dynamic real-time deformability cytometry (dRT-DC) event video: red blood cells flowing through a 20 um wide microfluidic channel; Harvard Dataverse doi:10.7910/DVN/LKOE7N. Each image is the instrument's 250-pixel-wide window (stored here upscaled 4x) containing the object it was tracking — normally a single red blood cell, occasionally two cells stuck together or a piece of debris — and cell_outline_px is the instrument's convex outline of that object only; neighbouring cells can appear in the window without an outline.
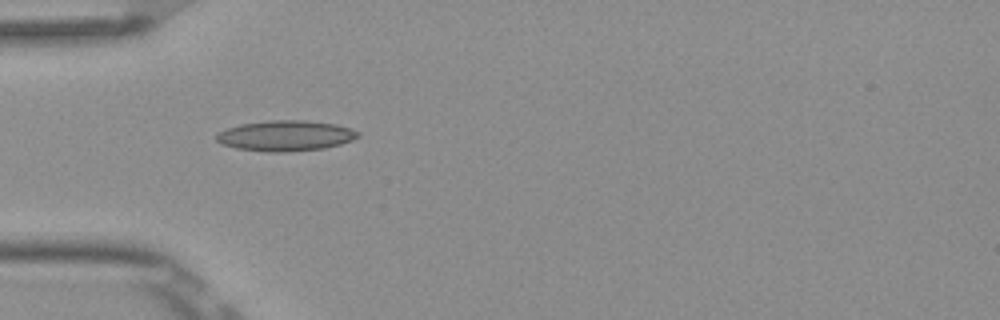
{"species": "Egyptian fruit bat (a non-hibernating species)", "species_latin": "Rousettus aegyptiacus", "temperature_condition": "room temperature", "stored_images_in_passage": 5, "camera_frame_rate_fps": 3000, "um_per_image_px": 0.085, "frame": {"image": 1, "passage_image": 4, "time_ms": 1.0, "image_size_px": [1000, 320], "cell_outline_px": [[360, 136], [352, 140], [340, 144], [324, 148], [284, 152], [268, 152], [236, 148], [220, 144], [216, 140], [216, 136], [220, 132], [228, 128], [240, 124], [268, 120], [304, 120], [336, 124], [352, 128], [360, 132]], "centroid_in_image_um": [24.29, 11.53], "position_along_channel_um": 60.7, "area_um2": 25.26}}
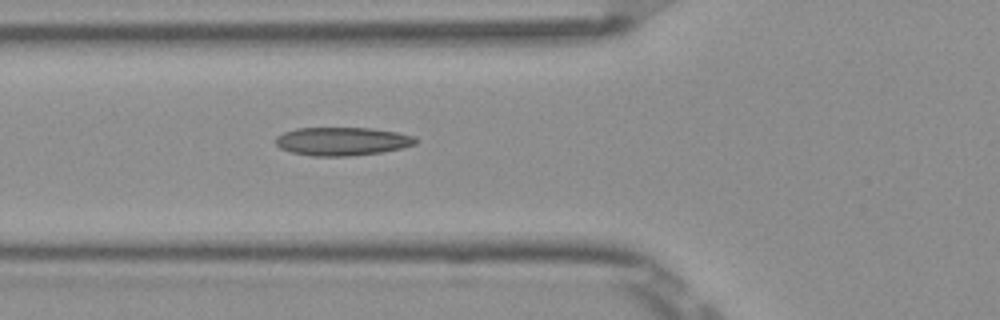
{"frame": {"image": 2, "passage_image": 5, "time_ms": 1.333, "image_size_px": [1000, 320], "cell_outline_px": [[416, 144], [404, 148], [380, 152], [352, 156], [312, 156], [292, 152], [280, 148], [276, 144], [276, 136], [284, 132], [296, 128], [372, 128], [396, 132], [416, 136]], "centroid_in_image_um": [29.1, 12.01], "position_along_channel_um": 96.7, "area_um2": 23.18}}